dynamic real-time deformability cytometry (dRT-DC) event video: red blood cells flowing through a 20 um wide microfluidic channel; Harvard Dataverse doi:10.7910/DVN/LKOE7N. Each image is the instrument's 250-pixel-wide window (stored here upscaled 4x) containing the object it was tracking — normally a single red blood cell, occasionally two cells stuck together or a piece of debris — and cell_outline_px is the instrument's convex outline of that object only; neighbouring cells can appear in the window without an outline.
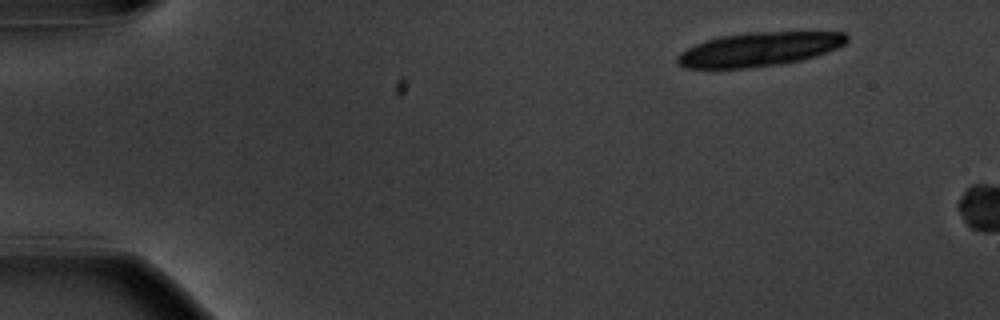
{"species": "common noctule bat (a hibernating species)", "species_latin": "Nyctalus noctula", "temperature_condition": "warm", "stored_images_in_passage": 4, "camera_frame_rate_fps": 3000, "um_per_image_px": 0.085, "animal": {"sex": "male", "body_mass_g": 20.1, "forearm_length_mm": 53.5}, "frame": {"image": 1, "passage_image": 1, "time_ms": 0.0, "image_size_px": [1000, 320], "cell_outline_px": [[848, 40], [844, 44], [836, 48], [816, 56], [800, 60], [780, 64], [716, 72], [684, 68], [676, 60], [676, 56], [680, 52], [696, 44], [720, 36], [748, 32], [844, 32], [848, 36]], "centroid_in_image_um": [64.42, 4.23], "position_along_channel_um": 20.6, "area_um2": 34.28}}